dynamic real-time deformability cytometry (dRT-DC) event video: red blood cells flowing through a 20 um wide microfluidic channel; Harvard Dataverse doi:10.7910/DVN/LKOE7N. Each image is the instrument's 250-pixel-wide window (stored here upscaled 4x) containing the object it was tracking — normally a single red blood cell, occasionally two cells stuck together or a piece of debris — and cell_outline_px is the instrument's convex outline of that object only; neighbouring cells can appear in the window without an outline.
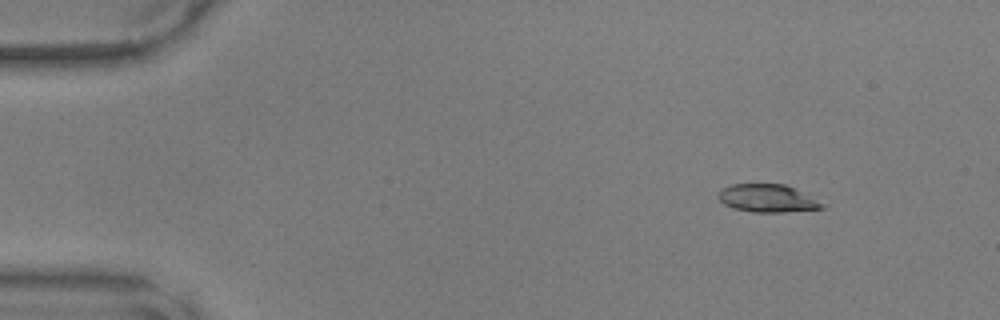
{"species": "common noctule bat (a hibernating species)", "species_latin": "Nyctalus noctula", "temperature_condition": "warm", "stored_images_in_passage": 48, "camera_frame_rate_fps": 3000, "um_per_image_px": 0.085, "animal": {"sex": "male", "body_mass_g": 17.9, "forearm_length_mm": 54.2}, "frame": {"image": 1, "passage_image": 5, "time_ms": 1.333, "image_size_px": [1000, 320], "cell_outline_px": [[828, 204], [824, 208], [784, 212], [752, 212], [732, 208], [724, 204], [716, 196], [720, 188], [732, 184], [784, 184]], "centroid_in_image_um": [65.22, 16.86], "position_along_channel_um": 19.8, "area_um2": 16.99}}
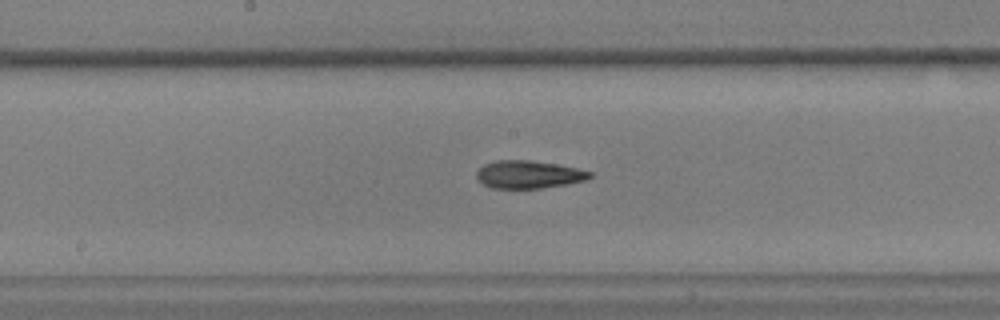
{"frame": {"image": 2, "passage_image": 25, "time_ms": 8.0, "image_size_px": [1000, 320], "cell_outline_px": [[592, 176], [584, 180], [564, 184], [540, 188], [492, 188], [484, 184], [476, 176], [476, 172], [484, 164], [496, 160], [528, 160], [556, 164], [576, 168], [592, 172]], "centroid_in_image_um": [44.91, 14.82], "position_along_channel_um": 203.3, "area_um2": 18.03}}
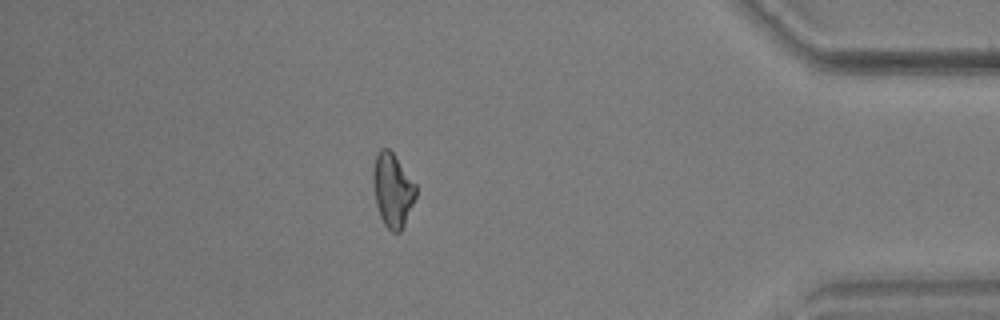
{"frame": {"image": 3, "passage_image": 42, "time_ms": 13.667, "image_size_px": [1000, 320], "cell_outline_px": [[416, 196], [404, 224], [400, 232], [392, 232], [384, 224], [380, 216], [376, 204], [372, 180], [372, 172], [376, 156], [380, 148], [388, 148], [392, 152], [416, 184]], "centroid_in_image_um": [33.36, 16.15], "position_along_channel_um": 401.8, "area_um2": 18.21}}